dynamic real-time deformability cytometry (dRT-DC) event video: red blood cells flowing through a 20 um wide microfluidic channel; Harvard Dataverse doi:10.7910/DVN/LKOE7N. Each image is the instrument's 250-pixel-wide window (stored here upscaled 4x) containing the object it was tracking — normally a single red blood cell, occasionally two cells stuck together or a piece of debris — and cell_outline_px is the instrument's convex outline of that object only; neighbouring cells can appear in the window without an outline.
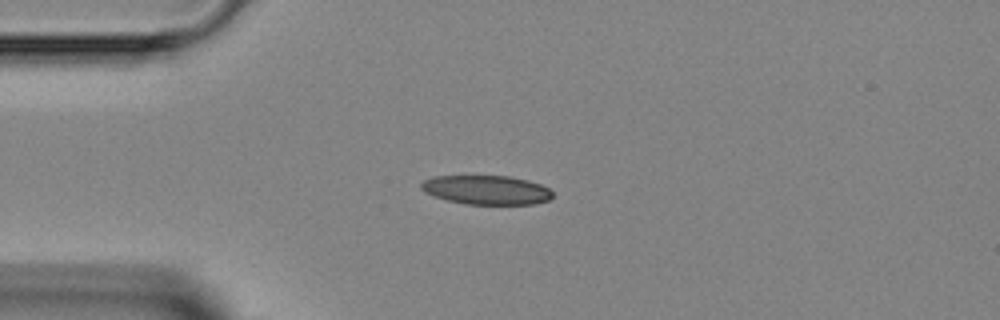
{"species": "Egyptian fruit bat (a non-hibernating species)", "species_latin": "Rousettus aegyptiacus", "temperature_condition": "room temperature", "stored_images_in_passage": 33, "camera_frame_rate_fps": 3000, "um_per_image_px": 0.085, "animal": {"sex": "female"}, "frame": {"image": 1, "passage_image": 1, "time_ms": 0.0, "image_size_px": [1000, 320], "cell_outline_px": [[552, 196], [548, 200], [536, 204], [464, 204], [448, 200], [424, 192], [420, 188], [420, 184], [424, 180], [436, 176], [508, 176], [528, 180], [540, 184], [548, 188], [552, 192]], "centroid_in_image_um": [41.35, 16.14], "position_along_channel_um": 43.6, "area_um2": 22.2}}
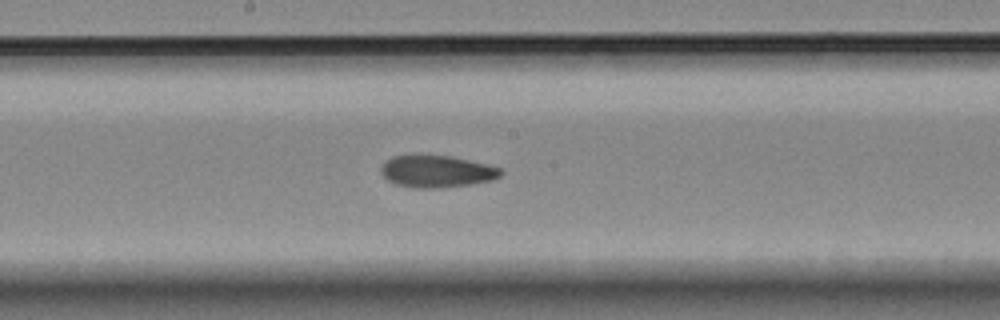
{"frame": {"image": 2, "passage_image": 14, "time_ms": 4.333, "image_size_px": [1000, 320], "cell_outline_px": [[504, 172], [500, 176], [492, 180], [472, 184], [440, 188], [412, 188], [396, 184], [388, 180], [380, 172], [380, 168], [384, 160], [392, 156], [416, 152], [448, 156], [468, 160], [500, 168]], "centroid_in_image_um": [37.04, 14.54], "position_along_channel_um": 211.2, "area_um2": 23.0}}
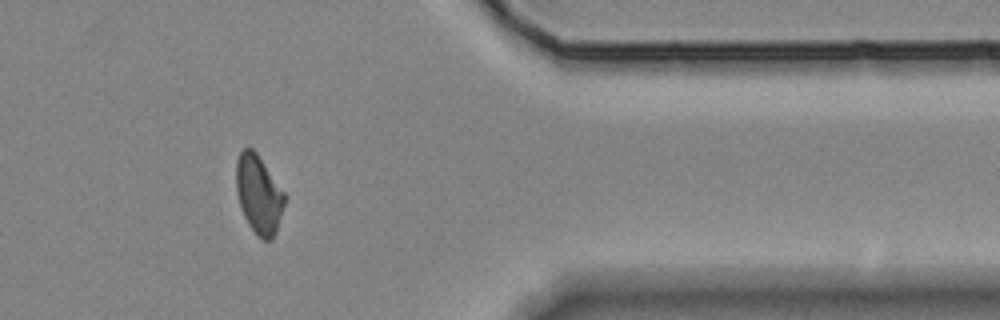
{"frame": {"image": 3, "passage_image": 28, "time_ms": 9.0, "image_size_px": [1000, 320], "cell_outline_px": [[288, 196], [276, 232], [272, 240], [264, 240], [256, 236], [248, 224], [240, 208], [236, 192], [236, 160], [240, 152], [244, 148], [252, 148], [256, 152]], "centroid_in_image_um": [22.01, 16.55], "position_along_channel_um": 389.4, "area_um2": 22.6}}